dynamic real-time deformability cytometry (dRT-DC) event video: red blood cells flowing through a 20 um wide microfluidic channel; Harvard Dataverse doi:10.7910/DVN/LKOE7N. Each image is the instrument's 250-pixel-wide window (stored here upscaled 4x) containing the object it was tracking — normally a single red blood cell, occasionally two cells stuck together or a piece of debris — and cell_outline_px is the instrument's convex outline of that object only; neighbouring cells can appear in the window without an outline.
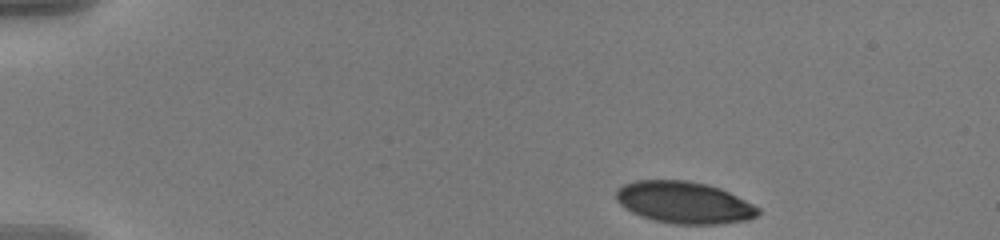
{"species": "human", "species_latin": "Homo sapiens", "temperature_condition": "warm", "stored_images_in_passage": 19, "camera_frame_rate_fps": 3000, "um_per_image_px": 0.085, "donor": {"sex": "male"}, "frame": {"image": 1, "passage_image": 1, "time_ms": 0.0, "image_size_px": [1000, 240], "cell_outline_px": [[760, 212], [756, 216], [748, 220], [716, 224], [676, 224], [652, 220], [640, 216], [624, 208], [616, 200], [616, 188], [624, 184], [636, 180], [688, 180], [708, 184], [720, 188], [760, 208]], "centroid_in_image_um": [58.12, 17.21], "position_along_channel_um": 26.9, "area_um2": 34.74}}
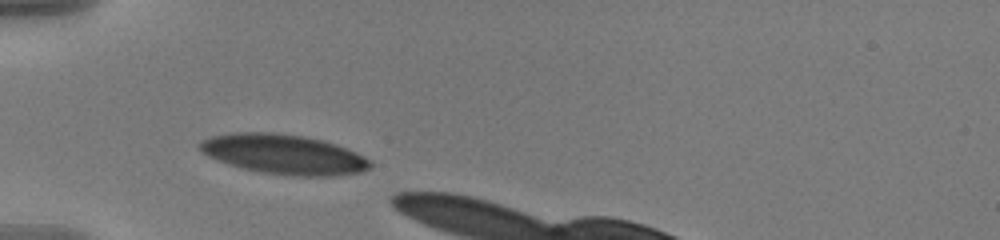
{"frame": {"image": 2, "passage_image": 11, "time_ms": 3.333, "image_size_px": [1000, 240], "cell_outline_px": [[372, 164], [368, 168], [360, 172], [332, 176], [296, 176], [260, 172], [244, 168], [208, 156], [196, 144], [200, 140], [212, 136], [232, 132], [272, 132], [304, 136], [324, 140], [348, 148], [372, 160]], "centroid_in_image_um": [24.15, 13.1], "position_along_channel_um": 60.9, "area_um2": 39.48}}
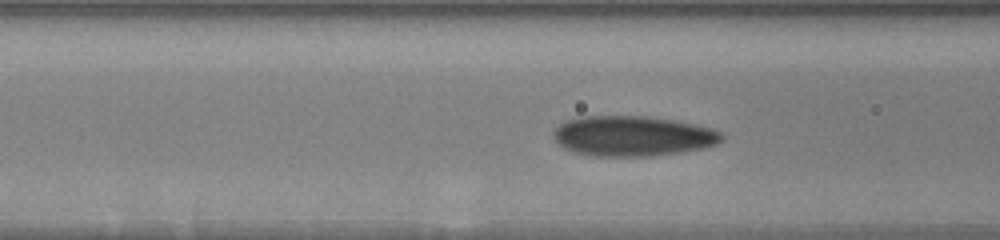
{"frame": {"image": 3, "passage_image": 16, "time_ms": 5.0, "image_size_px": [1000, 240], "cell_outline_px": [[724, 136], [716, 144], [700, 148], [680, 152], [652, 156], [592, 156], [576, 152], [564, 148], [552, 136], [552, 132], [560, 124], [568, 120], [584, 116], [648, 116], [672, 120], [692, 124], [708, 128], [720, 132]], "centroid_in_image_um": [53.73, 11.56], "position_along_channel_um": 112.9, "area_um2": 39.02}}